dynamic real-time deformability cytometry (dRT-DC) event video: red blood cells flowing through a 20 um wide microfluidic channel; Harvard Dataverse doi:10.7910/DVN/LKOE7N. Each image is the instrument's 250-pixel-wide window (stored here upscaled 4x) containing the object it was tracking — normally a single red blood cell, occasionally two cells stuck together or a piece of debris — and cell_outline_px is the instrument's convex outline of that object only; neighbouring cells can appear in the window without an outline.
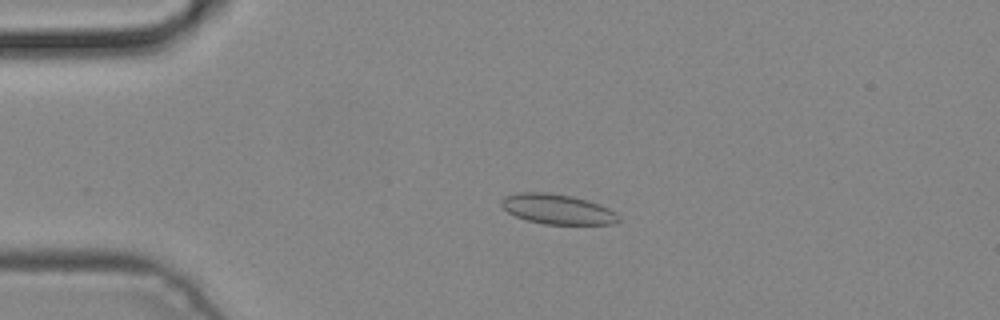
{"species": "common noctule bat (a hibernating species)", "species_latin": "Nyctalus noctula", "temperature_condition": "cold", "stored_images_in_passage": 4, "camera_frame_rate_fps": 3000, "um_per_image_px": 0.085, "animal": {"sex": "male", "body_mass_g": 19.2, "forearm_length_mm": 51.8}, "frame": {"image": 1, "passage_image": 3, "time_ms": 0.667, "image_size_px": [1000, 320], "cell_outline_px": [[620, 220], [612, 224], [544, 224], [528, 220], [516, 216], [508, 212], [500, 204], [500, 200], [504, 196], [520, 192], [548, 192], [572, 196], [608, 208], [616, 212], [620, 216]], "centroid_in_image_um": [47.36, 17.78], "position_along_channel_um": 37.6, "area_um2": 20.35}}